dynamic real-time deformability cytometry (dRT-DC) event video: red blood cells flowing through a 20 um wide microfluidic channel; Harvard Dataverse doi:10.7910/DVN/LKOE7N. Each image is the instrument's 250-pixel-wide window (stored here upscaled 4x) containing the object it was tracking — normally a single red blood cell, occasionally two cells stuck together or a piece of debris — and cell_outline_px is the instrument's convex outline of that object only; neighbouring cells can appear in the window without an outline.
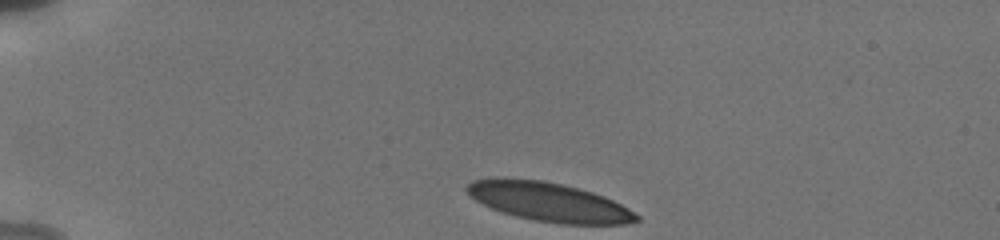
{"species": "human", "species_latin": "Homo sapiens", "temperature_condition": "cold", "stored_images_in_passage": 4, "camera_frame_rate_fps": 3000, "um_per_image_px": 0.085, "donor": {"sex": "male"}, "frame": {"image": 1, "passage_image": 1, "time_ms": 0.0, "image_size_px": [1000, 240], "cell_outline_px": [[640, 220], [624, 224], [560, 224], [532, 220], [516, 216], [492, 208], [476, 200], [464, 188], [472, 180], [544, 180], [592, 192], [604, 196], [628, 208], [640, 216]], "centroid_in_image_um": [46.73, 17.2], "position_along_channel_um": 38.3, "area_um2": 37.51}}